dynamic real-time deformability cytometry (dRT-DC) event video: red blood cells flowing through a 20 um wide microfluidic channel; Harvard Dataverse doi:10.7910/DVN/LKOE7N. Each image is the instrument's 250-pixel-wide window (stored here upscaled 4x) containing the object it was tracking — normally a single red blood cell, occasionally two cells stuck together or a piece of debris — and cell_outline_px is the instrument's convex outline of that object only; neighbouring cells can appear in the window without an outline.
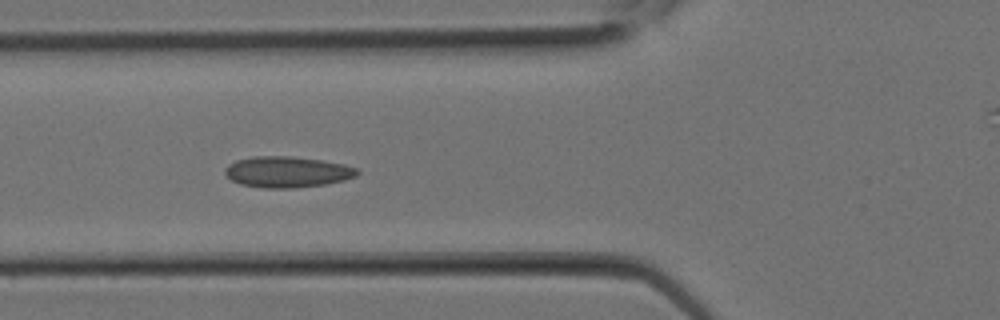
{"species": "Egyptian fruit bat (a non-hibernating species)", "species_latin": "Rousettus aegyptiacus", "temperature_condition": "room temperature", "stored_images_in_passage": 8, "camera_frame_rate_fps": 3000, "um_per_image_px": 0.085, "animal": {"sex": "female"}, "frame": {"image": 1, "passage_image": 5, "time_ms": 1.333, "image_size_px": [1000, 320], "cell_outline_px": [[360, 172], [356, 176], [344, 180], [324, 184], [292, 188], [264, 188], [240, 184], [232, 180], [224, 172], [224, 168], [228, 164], [236, 160], [252, 156], [292, 156], [320, 160], [344, 164], [356, 168]], "centroid_in_image_um": [24.39, 14.61], "position_along_channel_um": 101.4, "area_um2": 23.87}}
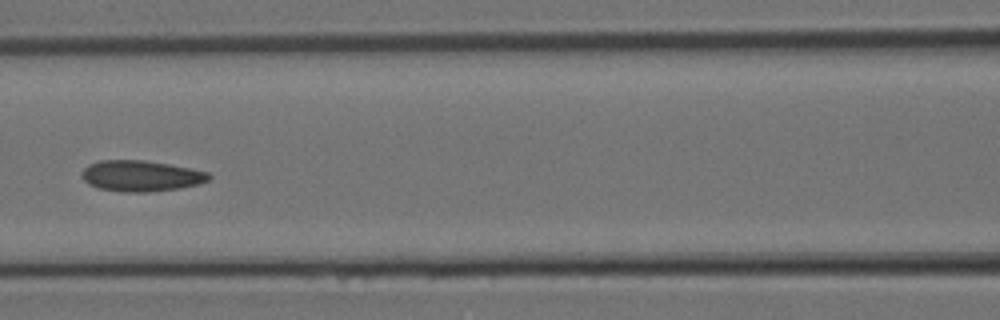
{"frame": {"image": 2, "passage_image": 7, "time_ms": 2.0, "image_size_px": [1000, 320], "cell_outline_px": [[212, 176], [208, 180], [200, 184], [180, 188], [148, 192], [120, 192], [96, 188], [88, 184], [84, 180], [80, 172], [88, 164], [100, 160], [144, 160], [168, 164], [208, 172]], "centroid_in_image_um": [11.94, 14.96], "position_along_channel_um": 154.7, "area_um2": 23.06}}